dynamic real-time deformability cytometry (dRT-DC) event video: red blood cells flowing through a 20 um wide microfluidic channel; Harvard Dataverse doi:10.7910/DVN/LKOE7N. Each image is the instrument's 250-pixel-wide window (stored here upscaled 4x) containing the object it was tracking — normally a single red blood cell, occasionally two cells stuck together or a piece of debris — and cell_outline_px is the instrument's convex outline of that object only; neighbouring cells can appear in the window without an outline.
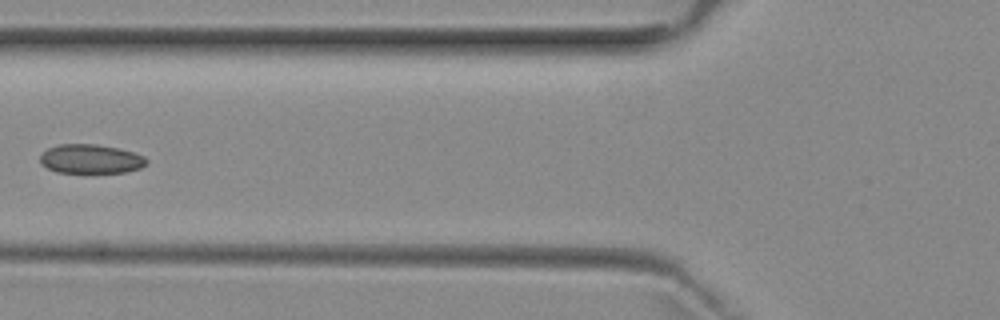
{"species": "common noctule bat (a hibernating species)", "species_latin": "Nyctalus noctula", "temperature_condition": "room temperature", "stored_images_in_passage": 5, "camera_frame_rate_fps": 3000, "um_per_image_px": 0.085, "animal": {"sex": "female", "body_mass_g": 29.2, "forearm_length_mm": 56.3}, "frame": {"image": 1, "passage_image": 4, "time_ms": 4.333, "image_size_px": [1000, 320], "cell_outline_px": [[148, 164], [140, 168], [124, 172], [56, 172], [40, 164], [40, 156], [48, 148], [56, 144], [96, 144], [120, 148], [144, 156], [148, 160]], "centroid_in_image_um": [7.71, 13.5], "position_along_channel_um": 118.1, "area_um2": 18.09}}
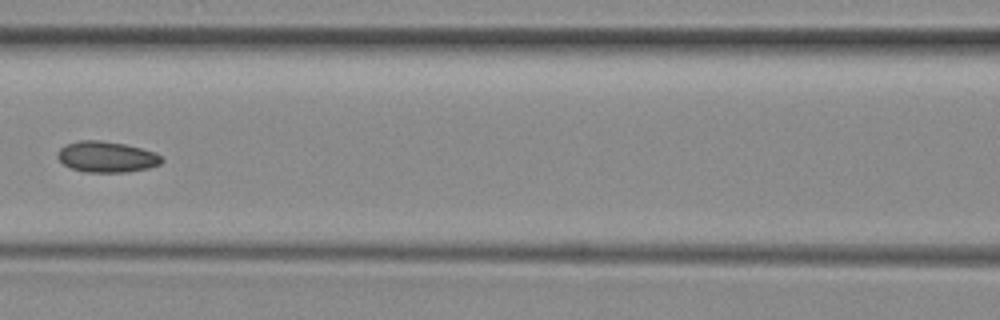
{"frame": {"image": 2, "passage_image": 5, "time_ms": 5.333, "image_size_px": [1000, 320], "cell_outline_px": [[164, 160], [160, 164], [148, 168], [128, 172], [84, 172], [72, 168], [64, 164], [56, 156], [60, 148], [68, 144], [80, 140], [100, 140], [124, 144], [156, 152]], "centroid_in_image_um": [9.08, 13.33], "position_along_channel_um": 157.5, "area_um2": 18.67}}